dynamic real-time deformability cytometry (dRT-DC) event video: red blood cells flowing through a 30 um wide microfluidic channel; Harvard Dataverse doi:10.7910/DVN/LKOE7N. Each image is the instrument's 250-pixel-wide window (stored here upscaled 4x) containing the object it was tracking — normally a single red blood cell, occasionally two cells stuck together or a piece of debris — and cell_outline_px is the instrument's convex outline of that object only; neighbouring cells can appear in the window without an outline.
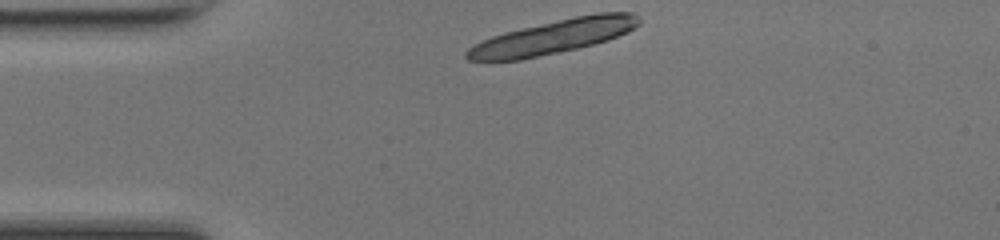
{"species": "common noctule bat (a hibernating species)", "species_latin": "Nyctalus noctula", "temperature_condition": "room temperature", "stored_images_in_passage": 7, "camera_frame_rate_fps": 3000, "um_per_image_px": 0.085, "animal": {"sex": "female", "body_mass_g": 17.0, "forearm_length_mm": 48.0}, "frame": {"image": 1, "passage_image": 1, "time_ms": 0.0, "image_size_px": [1000, 240], "cell_outline_px": [[640, 24], [628, 32], [608, 40], [560, 52], [520, 60], [468, 60], [464, 56], [464, 52], [468, 48], [492, 36], [504, 32], [576, 16], [596, 12], [632, 12], [640, 20]], "centroid_in_image_um": [47.05, 3.12], "position_along_channel_um": 37.9, "area_um2": 33.76}}